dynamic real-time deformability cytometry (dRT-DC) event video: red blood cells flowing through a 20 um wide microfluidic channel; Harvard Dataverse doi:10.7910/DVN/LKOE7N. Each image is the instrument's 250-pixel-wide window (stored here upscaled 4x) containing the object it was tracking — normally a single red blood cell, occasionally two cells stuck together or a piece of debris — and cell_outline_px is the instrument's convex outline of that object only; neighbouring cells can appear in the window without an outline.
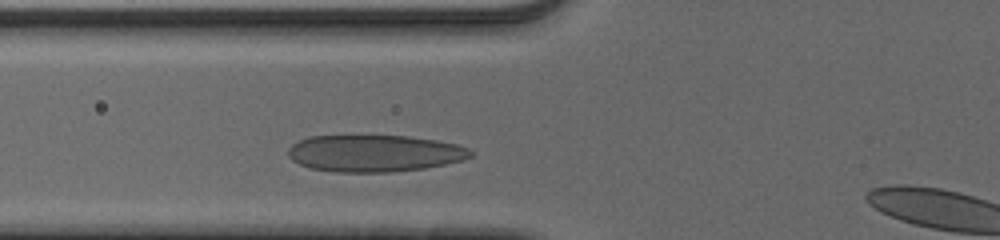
{"species": "human", "species_latin": "Homo sapiens", "temperature_condition": "cold", "stored_images_in_passage": 30, "camera_frame_rate_fps": 3000, "um_per_image_px": 0.085, "donor": {"sex": "male"}, "frame": {"image": 1, "passage_image": 6, "time_ms": 1.667, "image_size_px": [1000, 240], "cell_outline_px": [[472, 156], [464, 160], [424, 168], [392, 172], [336, 172], [312, 168], [300, 164], [292, 160], [288, 156], [288, 148], [292, 144], [308, 136], [408, 136], [436, 140], [456, 144], [468, 148], [472, 152]], "centroid_in_image_um": [31.83, 13.03], "position_along_channel_um": 94.0, "area_um2": 39.13}}
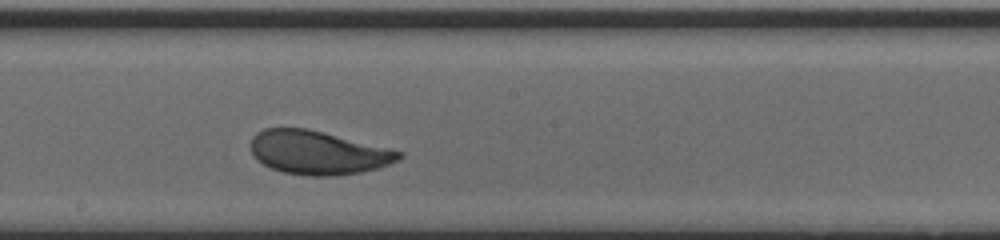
{"frame": {"image": 2, "passage_image": 16, "time_ms": 5.0, "image_size_px": [1000, 240], "cell_outline_px": [[404, 156], [400, 160], [376, 168], [360, 172], [336, 176], [308, 176], [284, 172], [272, 168], [256, 160], [252, 156], [252, 136], [256, 132], [264, 128], [308, 128], [404, 152]], "centroid_in_image_um": [27.02, 12.97], "position_along_channel_um": 221.2, "area_um2": 37.69}}
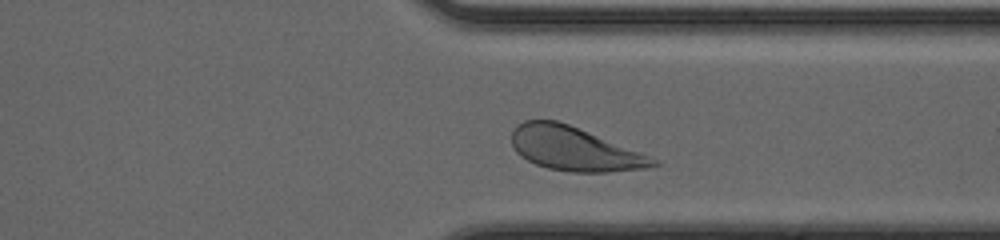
{"frame": {"image": 3, "passage_image": 27, "time_ms": 8.667, "image_size_px": [1000, 240], "cell_outline_px": [[660, 164], [648, 168], [608, 172], [572, 172], [548, 168], [536, 164], [520, 156], [516, 152], [512, 144], [512, 128], [516, 124], [524, 120], [556, 120], [568, 124], [660, 160]], "centroid_in_image_um": [48.79, 12.65], "position_along_channel_um": 362.6, "area_um2": 35.95}, "authors_computed_cell_mechanics": {"area_um2": 37.9168, "velocity_mm_per_s": 3.8202, "shape_relaxation_time_tau1_ms": 2.3608, "shape_relaxation_time_tau2_ms": 0.758, "deformation_change_tau1": 0.1226, "deformation_change_tau2": 0.0689}}